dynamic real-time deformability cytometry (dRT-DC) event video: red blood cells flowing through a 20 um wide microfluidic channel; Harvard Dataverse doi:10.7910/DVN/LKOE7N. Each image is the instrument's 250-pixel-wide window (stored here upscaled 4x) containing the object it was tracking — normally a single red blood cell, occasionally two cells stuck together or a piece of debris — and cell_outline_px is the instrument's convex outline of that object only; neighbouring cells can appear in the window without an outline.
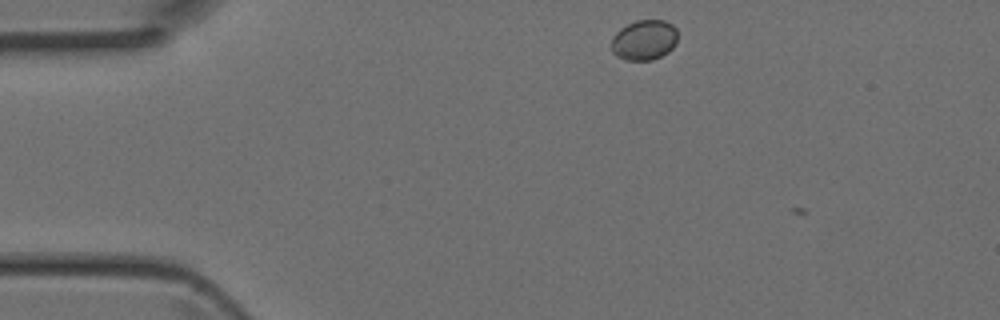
{"species": "Egyptian fruit bat (a non-hibernating species)", "species_latin": "Rousettus aegyptiacus", "temperature_condition": "room temperature", "stored_images_in_passage": 2, "camera_frame_rate_fps": 3000, "um_per_image_px": 0.085, "animal": {"sex": "female"}, "frame": {"image": 1, "passage_image": 1, "time_ms": 0.0, "image_size_px": [1000, 320], "cell_outline_px": [[676, 44], [668, 52], [652, 60], [624, 60], [616, 56], [612, 52], [612, 36], [620, 28], [636, 20], [664, 20], [672, 24], [676, 28]], "centroid_in_image_um": [54.74, 3.4], "position_along_channel_um": 30.3, "area_um2": 15.61}}